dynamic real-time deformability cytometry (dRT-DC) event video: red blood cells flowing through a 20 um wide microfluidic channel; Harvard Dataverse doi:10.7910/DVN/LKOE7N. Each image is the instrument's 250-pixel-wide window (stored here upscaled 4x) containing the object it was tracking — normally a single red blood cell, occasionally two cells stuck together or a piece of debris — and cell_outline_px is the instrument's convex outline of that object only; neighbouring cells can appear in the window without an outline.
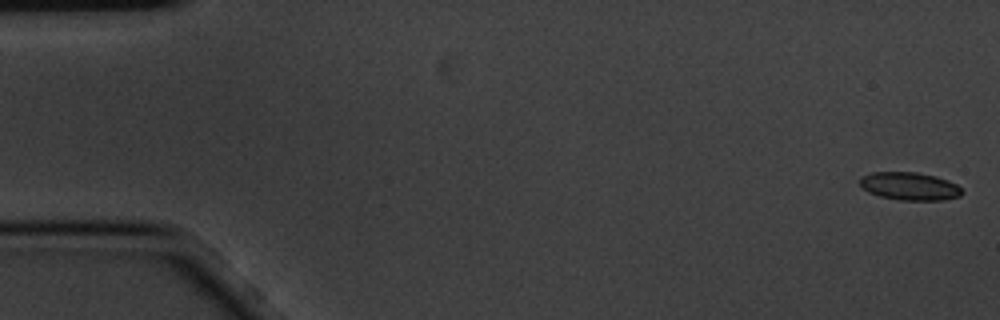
{"species": "common noctule bat (a hibernating species)", "species_latin": "Nyctalus noctula", "temperature_condition": "cold", "stored_images_in_passage": 16, "camera_frame_rate_fps": 3000, "um_per_image_px": 0.085, "animal": {"sex": "male", "body_mass_g": 20.1, "forearm_length_mm": 53.5}, "frame": {"image": 1, "passage_image": 1, "time_ms": 0.0, "image_size_px": [1000, 320], "cell_outline_px": [[964, 192], [960, 196], [944, 200], [900, 200], [880, 196], [868, 192], [860, 188], [860, 176], [872, 172], [916, 172], [936, 176], [948, 180], [956, 184]], "centroid_in_image_um": [77.3, 15.82], "position_along_channel_um": 7.7, "area_um2": 16.76}}
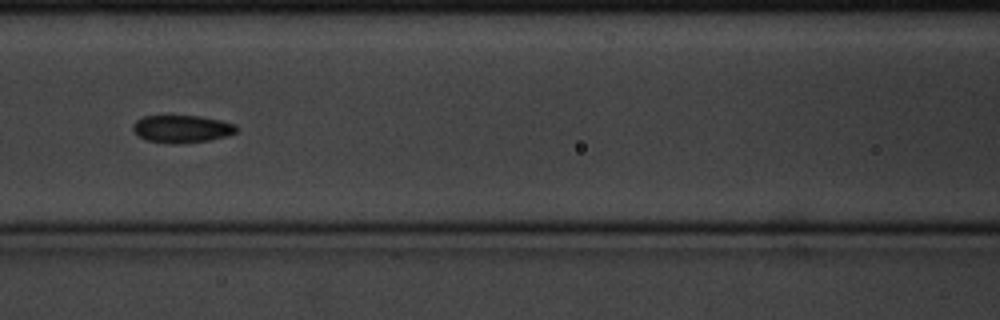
{"frame": {"image": 2, "passage_image": 7, "time_ms": 2.0, "image_size_px": [1000, 320], "cell_outline_px": [[236, 132], [228, 136], [208, 140], [180, 144], [172, 144], [148, 140], [140, 136], [132, 128], [132, 124], [136, 120], [144, 116], [200, 116], [220, 120], [236, 124]], "centroid_in_image_um": [15.47, 10.95], "position_along_channel_um": 151.1, "area_um2": 16.53}}
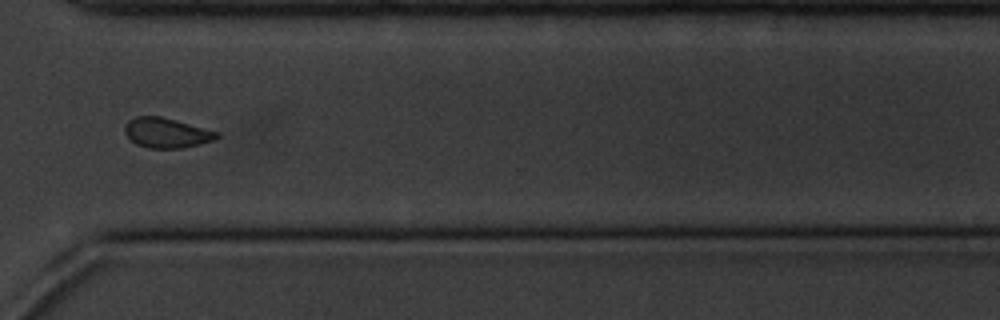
{"frame": {"image": 3, "passage_image": 12, "time_ms": 3.667, "image_size_px": [1000, 320], "cell_outline_px": [[220, 136], [212, 140], [184, 148], [148, 148], [136, 144], [124, 132], [124, 128], [128, 120], [136, 116], [160, 116], [176, 120], [220, 132]], "centroid_in_image_um": [14.15, 11.28], "position_along_channel_um": 356.4, "area_um2": 16.01}}